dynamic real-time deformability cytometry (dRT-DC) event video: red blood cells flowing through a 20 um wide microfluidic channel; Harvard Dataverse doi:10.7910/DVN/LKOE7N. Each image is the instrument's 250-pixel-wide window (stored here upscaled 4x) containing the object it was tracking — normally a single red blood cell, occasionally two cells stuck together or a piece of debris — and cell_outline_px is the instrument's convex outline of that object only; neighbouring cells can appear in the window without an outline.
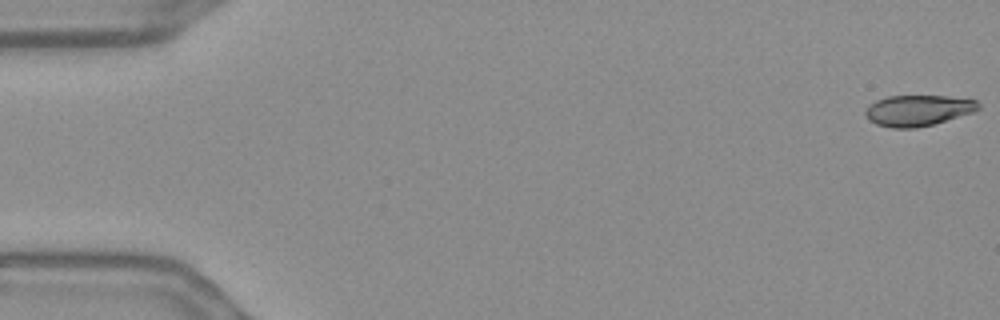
{"species": "Egyptian fruit bat (a non-hibernating species)", "species_latin": "Rousettus aegyptiacus", "temperature_condition": "warm", "stored_images_in_passage": 56, "camera_frame_rate_fps": 3000, "um_per_image_px": 0.085, "frame": {"image": 1, "passage_image": 1, "time_ms": 0.0, "image_size_px": [1000, 320], "cell_outline_px": [[980, 108], [976, 112], [932, 124], [916, 128], [892, 128], [876, 124], [868, 120], [864, 116], [864, 112], [868, 104], [876, 100], [888, 96], [948, 96], [976, 100], [980, 104]], "centroid_in_image_um": [78.01, 9.39], "position_along_channel_um": 7.0, "area_um2": 20.58}}
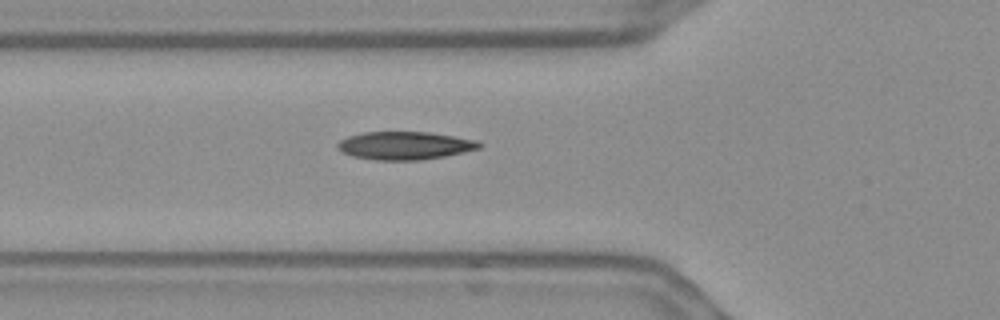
{"frame": {"image": 2, "passage_image": 20, "time_ms": 6.333, "image_size_px": [1000, 320], "cell_outline_px": [[484, 144], [480, 148], [464, 152], [444, 156], [420, 160], [376, 160], [352, 156], [340, 152], [336, 148], [336, 144], [340, 140], [348, 136], [364, 132], [428, 132], [480, 140]], "centroid_in_image_um": [34.41, 12.37], "position_along_channel_um": 91.4, "area_um2": 23.35}}
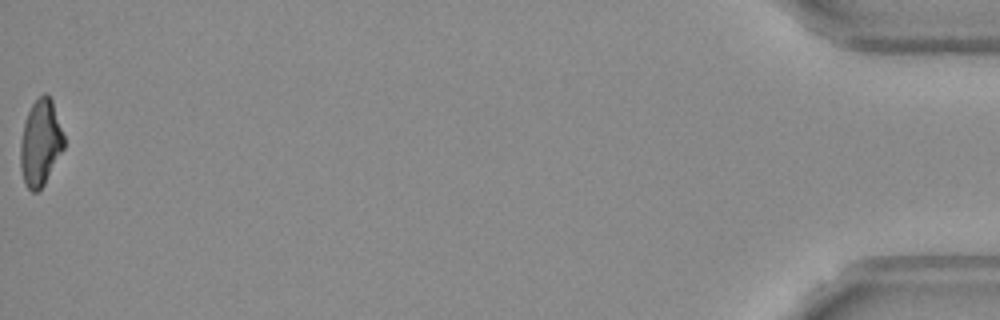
{"frame": {"image": 3, "passage_image": 56, "time_ms": 18.333, "image_size_px": [1000, 320], "cell_outline_px": [[64, 148], [44, 184], [36, 192], [32, 192], [24, 184], [20, 168], [20, 140], [24, 124], [28, 112], [32, 104], [44, 92], [48, 92], [52, 100], [64, 136]], "centroid_in_image_um": [3.43, 12.14], "position_along_channel_um": 431.8, "area_um2": 21.85}, "authors_computed_cell_mechanics": {"area_um2": 22.3108, "velocity_mm_per_s": 3.6745, "shape_relaxation_time_tau1_ms": 7.2532, "shape_relaxation_time_tau2_ms": 2.9157, "deformation_change_tau1": 0.2138, "deformation_change_tau2": 0.0847}}